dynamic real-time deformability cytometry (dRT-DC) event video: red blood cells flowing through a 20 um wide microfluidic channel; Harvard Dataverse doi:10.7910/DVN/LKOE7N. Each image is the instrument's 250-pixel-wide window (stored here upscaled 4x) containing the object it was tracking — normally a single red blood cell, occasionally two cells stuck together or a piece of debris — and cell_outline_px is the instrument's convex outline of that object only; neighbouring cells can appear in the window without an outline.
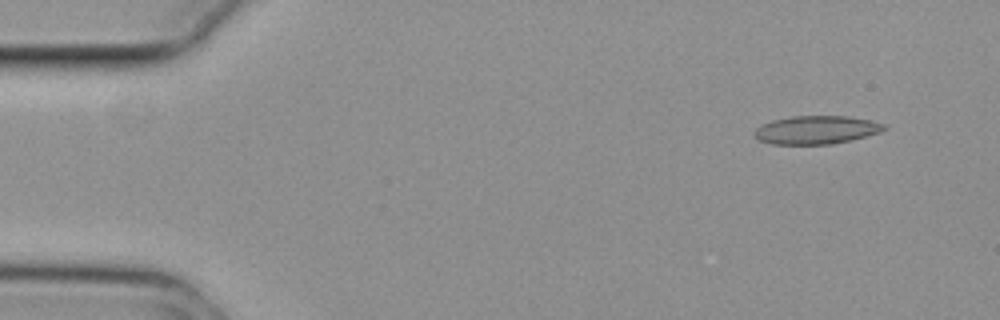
{"species": "common noctule bat (a hibernating species)", "species_latin": "Nyctalus noctula", "temperature_condition": "cold", "stored_images_in_passage": 51, "camera_frame_rate_fps": 3000, "um_per_image_px": 0.085, "animal": {"sex": "female", "body_mass_g": 29.2, "forearm_length_mm": 56.3}, "frame": {"image": 1, "passage_image": 1, "time_ms": 0.0, "image_size_px": [1000, 320], "cell_outline_px": [[888, 128], [880, 132], [852, 140], [832, 144], [772, 144], [760, 140], [752, 132], [760, 124], [772, 120], [792, 116], [848, 116], [872, 120], [888, 124]], "centroid_in_image_um": [69.42, 11.03], "position_along_channel_um": 15.6, "area_um2": 21.62}}
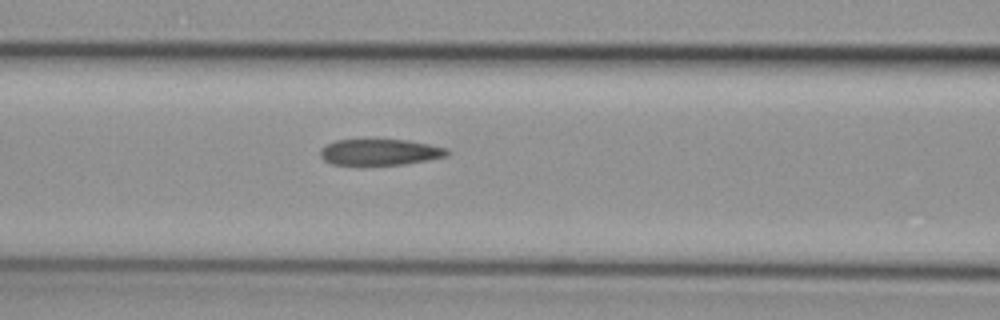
{"frame": {"image": 2, "passage_image": 19, "time_ms": 6.0, "image_size_px": [1000, 320], "cell_outline_px": [[452, 152], [448, 156], [404, 164], [332, 164], [324, 160], [320, 156], [320, 148], [336, 140], [408, 140], [448, 148]], "centroid_in_image_um": [32.33, 12.92], "position_along_channel_um": 134.3, "area_um2": 19.13}}
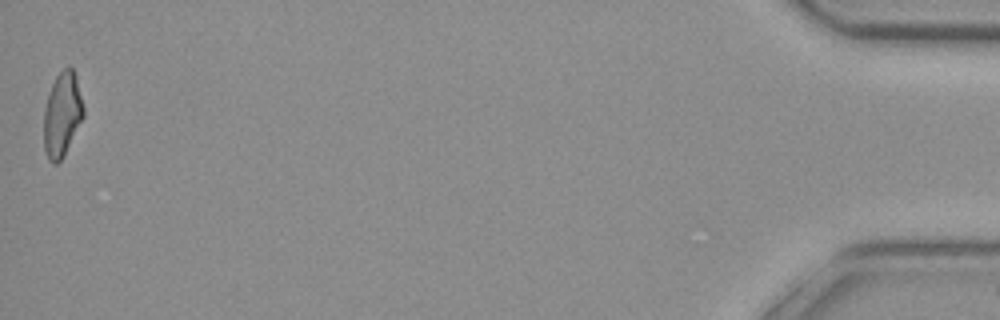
{"frame": {"image": 3, "passage_image": 51, "time_ms": 16.667, "image_size_px": [1000, 320], "cell_outline_px": [[84, 116], [60, 160], [56, 164], [52, 164], [48, 160], [44, 148], [44, 108], [48, 92], [56, 76], [68, 64], [72, 68], [76, 76], [84, 108]], "centroid_in_image_um": [5.27, 9.69], "position_along_channel_um": 429.9, "area_um2": 19.36}, "authors_computed_cell_mechanics": {"area_um2": 20.6346, "velocity_mm_per_s": 3.7374, "shape_relaxation_time_tau1_ms": null, "shape_relaxation_time_tau2_ms": 3.341, "deformation_change_tau1": null, "deformation_change_tau2": 0.1178}}